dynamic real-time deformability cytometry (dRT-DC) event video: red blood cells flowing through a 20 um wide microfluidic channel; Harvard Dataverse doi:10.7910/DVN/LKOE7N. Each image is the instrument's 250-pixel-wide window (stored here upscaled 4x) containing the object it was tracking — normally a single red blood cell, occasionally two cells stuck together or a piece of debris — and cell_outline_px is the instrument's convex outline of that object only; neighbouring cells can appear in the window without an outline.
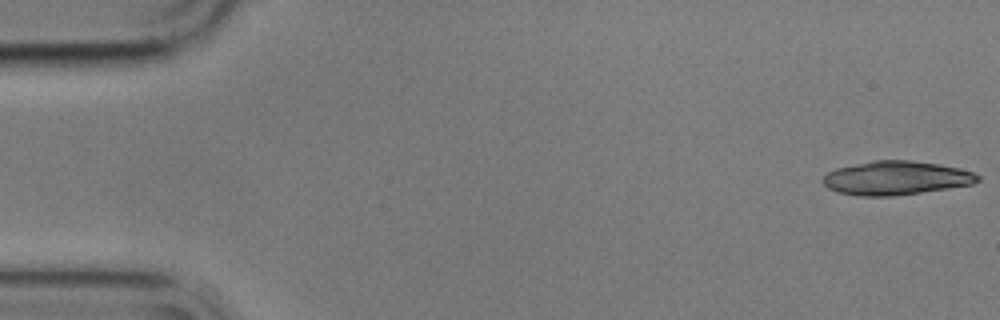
{"species": "common noctule bat (a hibernating species)", "species_latin": "Nyctalus noctula", "temperature_condition": "cold", "stored_images_in_passage": 16, "camera_frame_rate_fps": 3000, "um_per_image_px": 0.085, "animal": {"sex": "male", "body_mass_g": 17.9}, "frame": {"image": 1, "passage_image": 1, "time_ms": 0.0, "image_size_px": [1000, 320], "cell_outline_px": [[980, 180], [972, 184], [948, 188], [896, 196], [856, 196], [836, 192], [828, 188], [820, 180], [828, 172], [836, 168], [872, 160], [912, 160], [940, 164], [960, 168], [972, 172], [980, 176]], "centroid_in_image_um": [76.14, 15.13], "position_along_channel_um": 8.9, "area_um2": 30.75}}